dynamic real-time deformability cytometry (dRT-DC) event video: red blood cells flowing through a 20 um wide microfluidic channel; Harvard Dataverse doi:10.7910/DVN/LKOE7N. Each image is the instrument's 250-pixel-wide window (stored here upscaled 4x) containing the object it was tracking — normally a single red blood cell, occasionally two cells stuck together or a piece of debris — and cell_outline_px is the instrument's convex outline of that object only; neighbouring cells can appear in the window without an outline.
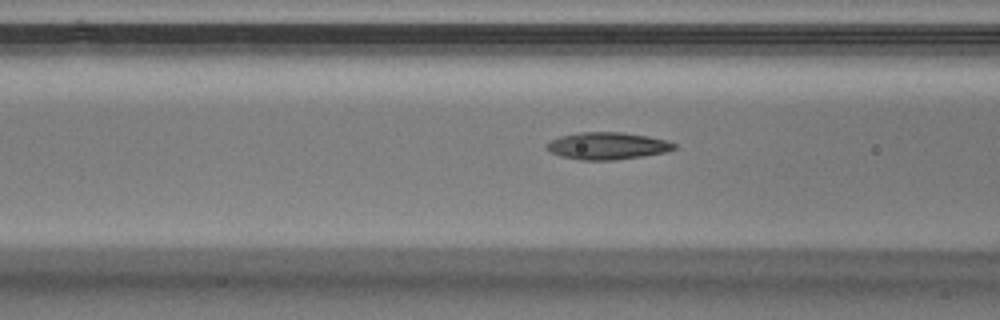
{"species": "Egyptian fruit bat (a non-hibernating species)", "species_latin": "Rousettus aegyptiacus", "temperature_condition": "warm", "stored_images_in_passage": 33, "camera_frame_rate_fps": 3000, "um_per_image_px": 0.085, "animal": {"sex": "male"}, "frame": {"image": 1, "passage_image": 12, "time_ms": 3.667, "image_size_px": [1000, 320], "cell_outline_px": [[676, 148], [664, 152], [640, 156], [612, 160], [580, 160], [560, 156], [552, 152], [548, 148], [548, 144], [552, 140], [560, 136], [580, 132], [620, 132], [648, 136], [664, 140], [676, 144]], "centroid_in_image_um": [51.62, 12.39], "position_along_channel_um": 115.0, "area_um2": 19.77}}
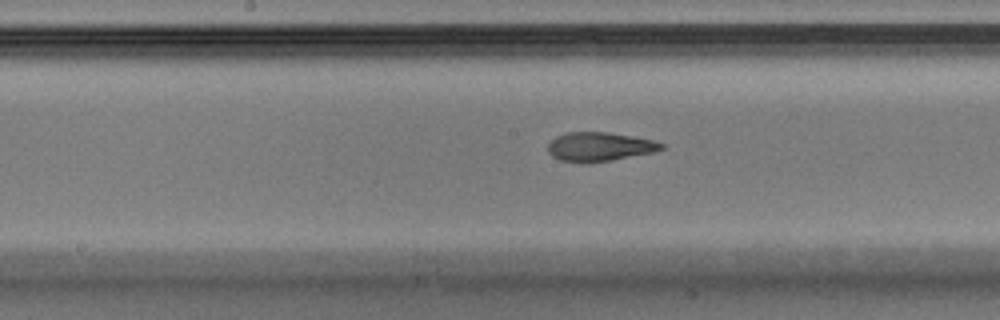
{"frame": {"image": 2, "passage_image": 18, "time_ms": 5.667, "image_size_px": [1000, 320], "cell_outline_px": [[664, 148], [652, 152], [608, 160], [560, 160], [552, 156], [548, 152], [548, 144], [556, 136], [568, 132], [608, 132], [632, 136], [652, 140], [664, 144]], "centroid_in_image_um": [50.95, 12.42], "position_along_channel_um": 197.2, "area_um2": 18.32}}
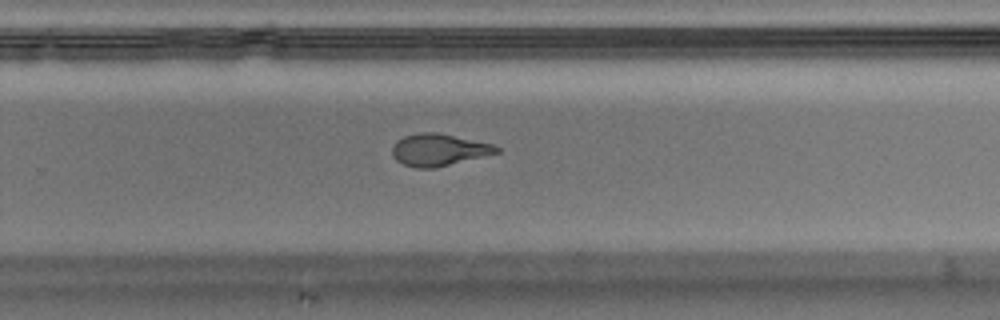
{"frame": {"image": 3, "passage_image": 25, "time_ms": 8.0, "image_size_px": [1000, 320], "cell_outline_px": [[500, 152], [432, 168], [416, 168], [404, 164], [396, 160], [392, 156], [392, 148], [396, 140], [404, 136], [420, 132], [436, 132], [492, 144], [500, 148]], "centroid_in_image_um": [37.25, 12.73], "position_along_channel_um": 292.6, "area_um2": 19.19}}